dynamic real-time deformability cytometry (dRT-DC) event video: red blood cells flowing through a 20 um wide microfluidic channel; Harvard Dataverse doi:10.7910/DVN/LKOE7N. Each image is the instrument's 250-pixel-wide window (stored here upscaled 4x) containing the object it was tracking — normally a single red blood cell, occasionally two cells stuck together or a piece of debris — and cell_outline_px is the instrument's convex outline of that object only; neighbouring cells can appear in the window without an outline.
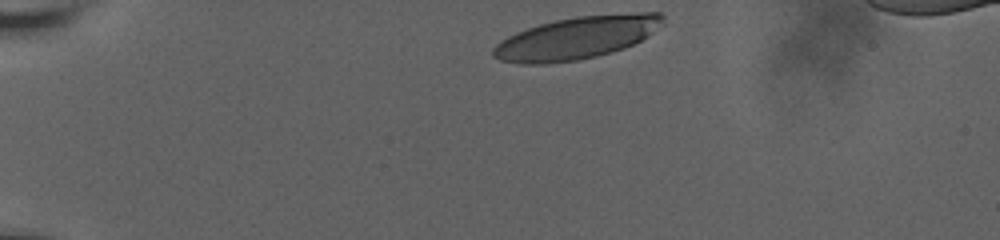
{"species": "human", "species_latin": "Homo sapiens", "temperature_condition": "room temperature", "stored_images_in_passage": 44, "camera_frame_rate_fps": 3000, "um_per_image_px": 0.085, "donor": {"sex": "male"}, "frame": {"image": 1, "passage_image": 1, "time_ms": 0.0, "image_size_px": [1000, 240], "cell_outline_px": [[664, 24], [640, 40], [624, 48], [612, 52], [596, 56], [576, 60], [544, 64], [520, 64], [500, 60], [492, 56], [492, 48], [500, 40], [516, 32], [540, 24], [556, 20], [576, 16], [640, 12], [660, 12], [664, 16]], "centroid_in_image_um": [49.0, 3.21], "position_along_channel_um": 36.0, "area_um2": 42.02}}
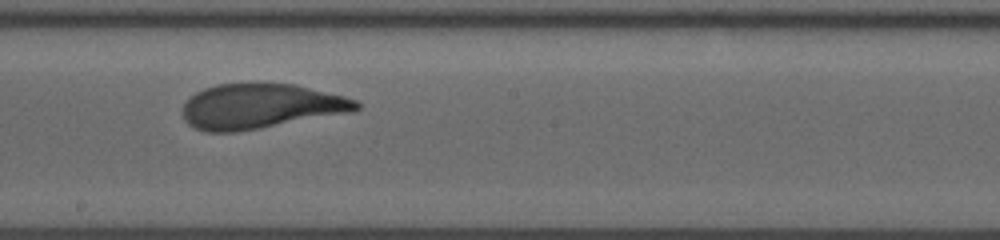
{"frame": {"image": 2, "passage_image": 21, "time_ms": 7.333, "image_size_px": [1000, 240], "cell_outline_px": [[360, 108], [356, 112], [236, 132], [204, 132], [192, 128], [184, 120], [180, 108], [196, 92], [204, 88], [216, 84], [296, 84], [344, 96], [356, 100], [360, 104]], "centroid_in_image_um": [22.15, 9.05], "position_along_channel_um": 226.1, "area_um2": 45.78}}
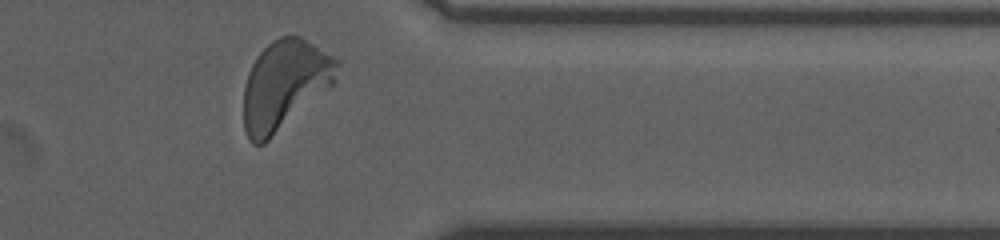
{"frame": {"image": 3, "passage_image": 41, "time_ms": 12.0, "image_size_px": [1000, 240], "cell_outline_px": [[340, 64], [336, 80], [328, 88], [264, 144], [252, 144], [248, 140], [244, 128], [244, 88], [248, 72], [256, 56], [272, 40], [280, 36], [300, 36], [340, 60]], "centroid_in_image_um": [24.18, 7.19], "position_along_channel_um": 387.2, "area_um2": 48.21}, "authors_computed_cell_mechanics": {"area_um2": 45.6042, "velocity_mm_per_s": 3.6065, "shape_relaxation_time_tau1_ms": 4.0908, "shape_relaxation_time_tau2_ms": 1.0537, "deformation_change_tau1": 0.2013, "deformation_change_tau2": 0.0738}}